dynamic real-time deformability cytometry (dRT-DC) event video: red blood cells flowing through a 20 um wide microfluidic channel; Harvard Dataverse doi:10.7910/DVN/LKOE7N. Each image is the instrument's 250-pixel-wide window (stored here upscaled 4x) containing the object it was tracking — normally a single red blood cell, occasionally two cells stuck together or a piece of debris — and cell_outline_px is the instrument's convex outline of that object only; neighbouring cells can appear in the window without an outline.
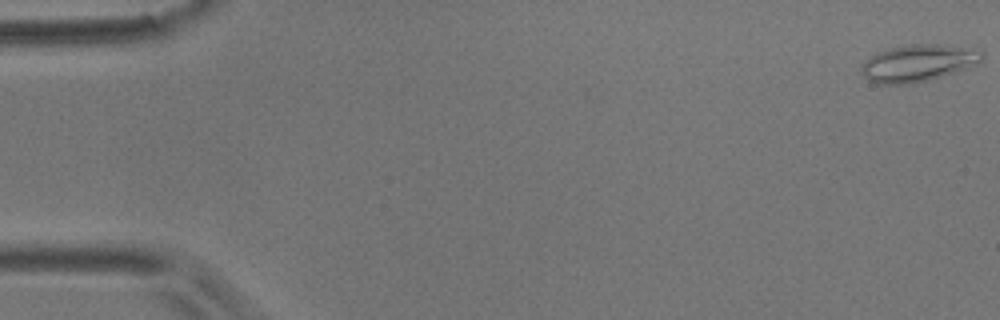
{"species": "common noctule bat (a hibernating species)", "species_latin": "Nyctalus noctula", "temperature_condition": "room temperature", "stored_images_in_passage": 6, "camera_frame_rate_fps": 3000, "um_per_image_px": 0.085, "animal": {"sex": "male", "body_mass_g": 17.9}, "frame": {"image": 1, "passage_image": 1, "time_ms": 0.0, "image_size_px": [1000, 320], "cell_outline_px": [[984, 60], [968, 68], [956, 72], [928, 80], [912, 84], [876, 84], [868, 80], [860, 72], [860, 64], [864, 60], [876, 52], [884, 48], [908, 44], [936, 44], [980, 48], [984, 56]], "centroid_in_image_um": [78.03, 5.35], "position_along_channel_um": 7.0, "area_um2": 26.76}}